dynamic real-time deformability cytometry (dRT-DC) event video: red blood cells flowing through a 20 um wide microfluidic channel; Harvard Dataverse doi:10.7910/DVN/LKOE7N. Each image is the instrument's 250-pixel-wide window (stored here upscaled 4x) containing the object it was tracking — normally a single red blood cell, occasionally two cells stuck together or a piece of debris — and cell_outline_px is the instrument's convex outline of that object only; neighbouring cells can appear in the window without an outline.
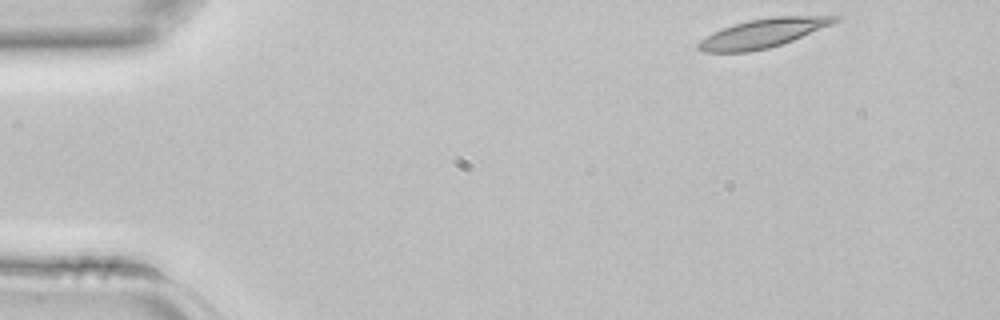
{"species": "common noctule bat (a hibernating species)", "species_latin": "Nyctalus noctula", "temperature_condition": "room temperature", "stored_images_in_passage": 39, "camera_frame_rate_fps": 3000, "um_per_image_px": 0.085, "animal": {"sex": "female", "body_mass_g": 22.7, "forearm_length_mm": 54.2}, "frame": {"image": 1, "passage_image": 1, "time_ms": 0.0, "image_size_px": [1000, 320], "cell_outline_px": [[844, 16], [840, 20], [832, 24], [792, 40], [768, 48], [748, 52], [704, 52], [696, 48], [696, 44], [700, 40], [712, 32], [748, 20], [772, 16], [840, 12]], "centroid_in_image_um": [65.04, 2.75], "position_along_channel_um": 20.0, "area_um2": 23.81}}
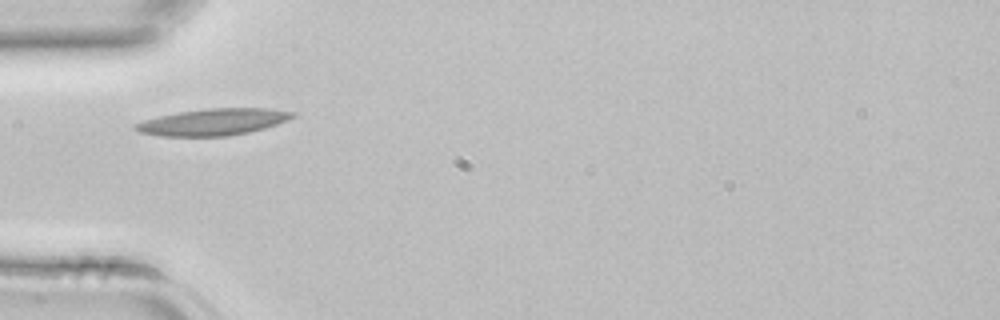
{"frame": {"image": 2, "passage_image": 10, "time_ms": 3.0, "image_size_px": [1000, 320], "cell_outline_px": [[296, 116], [288, 120], [264, 128], [248, 132], [228, 136], [160, 136], [136, 132], [132, 128], [132, 124], [144, 120], [160, 116], [180, 112], [208, 108], [272, 108], [296, 112]], "centroid_in_image_um": [18.11, 10.37], "position_along_channel_um": 66.9, "area_um2": 24.57}}
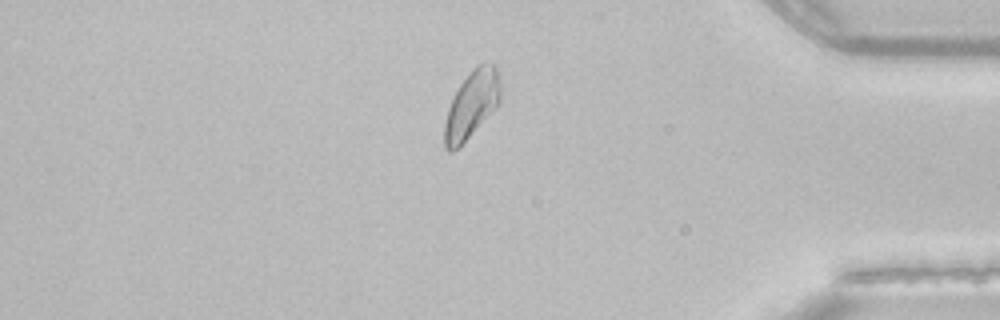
{"frame": {"image": 3, "passage_image": 33, "time_ms": 10.667, "image_size_px": [1000, 320], "cell_outline_px": [[500, 100], [468, 136], [452, 152], [448, 152], [444, 148], [444, 124], [448, 108], [460, 84], [472, 68], [476, 64], [496, 64], [500, 76]], "centroid_in_image_um": [40.07, 8.83], "position_along_channel_um": 395.1, "area_um2": 21.21}}